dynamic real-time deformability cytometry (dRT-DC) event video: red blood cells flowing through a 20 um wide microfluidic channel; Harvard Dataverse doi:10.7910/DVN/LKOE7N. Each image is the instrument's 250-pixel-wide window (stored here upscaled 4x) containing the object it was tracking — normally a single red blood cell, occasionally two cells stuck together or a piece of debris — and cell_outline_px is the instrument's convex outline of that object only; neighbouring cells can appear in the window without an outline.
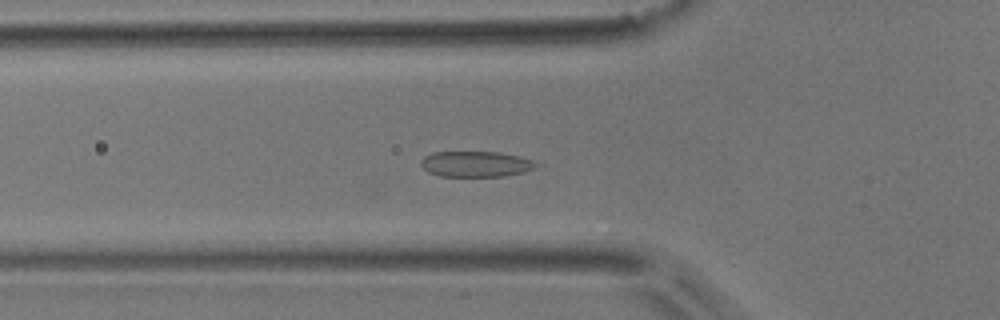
{"species": "common noctule bat (a hibernating species)", "species_latin": "Nyctalus noctula", "temperature_condition": "room temperature", "stored_images_in_passage": 35, "camera_frame_rate_fps": 3000, "um_per_image_px": 0.085, "animal": {"sex": "male", "body_mass_g": 17.9}, "frame": {"image": 1, "passage_image": 3, "time_ms": 0.667, "image_size_px": [1000, 320], "cell_outline_px": [[536, 164], [532, 168], [524, 172], [504, 176], [440, 176], [428, 172], [420, 164], [420, 160], [424, 156], [432, 152], [500, 152], [520, 156], [532, 160]], "centroid_in_image_um": [40.39, 13.93], "position_along_channel_um": 85.4, "area_um2": 17.17}}
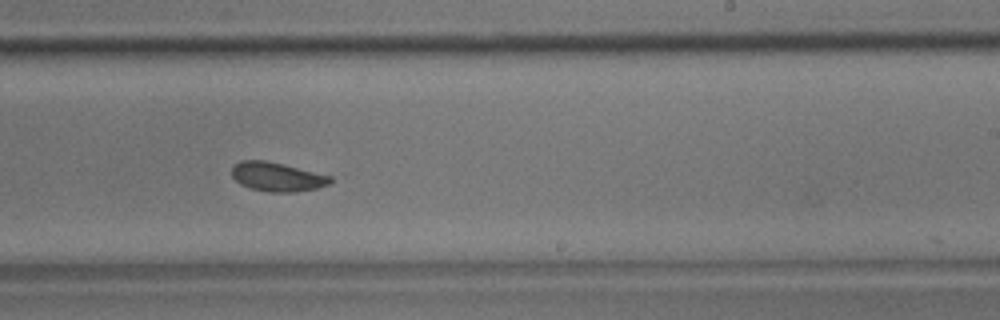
{"frame": {"image": 2, "passage_image": 17, "time_ms": 5.333, "image_size_px": [1000, 320], "cell_outline_px": [[336, 180], [328, 184], [316, 188], [292, 192], [268, 192], [252, 188], [240, 184], [232, 176], [232, 168], [240, 160], [264, 160], [332, 176]], "centroid_in_image_um": [23.57, 15.03], "position_along_channel_um": 265.4, "area_um2": 16.47}}
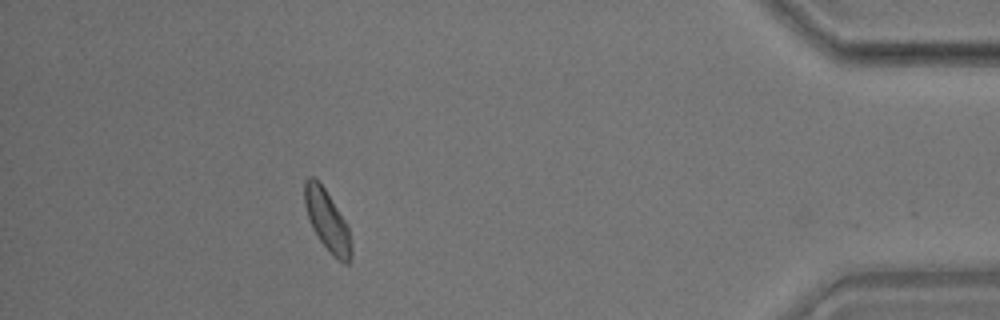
{"frame": {"image": 3, "passage_image": 32, "time_ms": 10.333, "image_size_px": [1000, 320], "cell_outline_px": [[352, 260], [348, 264], [344, 264], [320, 240], [312, 228], [304, 204], [304, 180], [308, 176], [316, 176], [324, 188], [344, 220], [348, 228], [352, 248]], "centroid_in_image_um": [27.79, 18.7], "position_along_channel_um": 407.4, "area_um2": 16.24}, "authors_computed_cell_mechanics": {"area_um2": 16.8198, "velocity_mm_per_s": 3.8542, "shape_relaxation_time_tau1_ms": 2.7631, "shape_relaxation_time_tau2_ms": null, "deformation_change_tau1": 0.0713, "deformation_change_tau2": null}}